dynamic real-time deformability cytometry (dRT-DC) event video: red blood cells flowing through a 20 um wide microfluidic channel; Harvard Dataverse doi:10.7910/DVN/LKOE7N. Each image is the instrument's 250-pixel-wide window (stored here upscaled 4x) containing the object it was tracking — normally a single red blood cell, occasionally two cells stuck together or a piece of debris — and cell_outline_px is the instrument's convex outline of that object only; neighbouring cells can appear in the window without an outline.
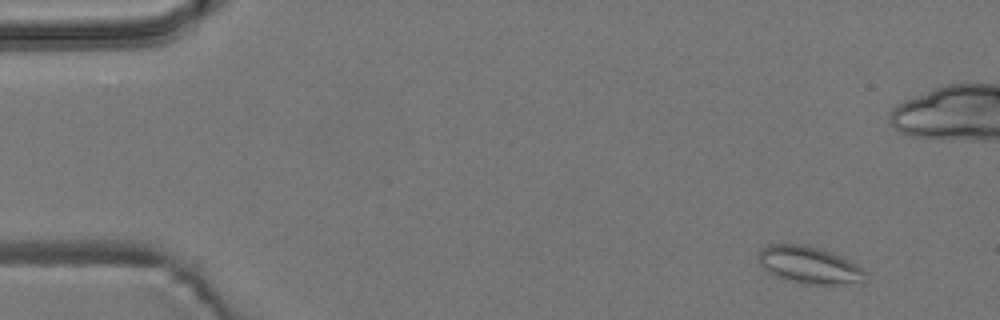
{"species": "common noctule bat (a hibernating species)", "species_latin": "Nyctalus noctula", "temperature_condition": "room temperature", "stored_images_in_passage": 6, "camera_frame_rate_fps": 3000, "um_per_image_px": 0.085, "animal": {"sex": "male", "body_mass_g": 19.2, "forearm_length_mm": 51.8}, "frame": {"image": 1, "passage_image": 2, "time_ms": 0.333, "image_size_px": [1000, 320], "cell_outline_px": [[868, 280], [864, 284], [804, 284], [788, 280], [776, 276], [768, 272], [760, 264], [756, 256], [760, 248], [768, 244], [800, 244], [820, 248], [848, 260], [856, 264], [868, 276]], "centroid_in_image_um": [68.78, 22.54], "position_along_channel_um": 16.2, "area_um2": 23.41}}